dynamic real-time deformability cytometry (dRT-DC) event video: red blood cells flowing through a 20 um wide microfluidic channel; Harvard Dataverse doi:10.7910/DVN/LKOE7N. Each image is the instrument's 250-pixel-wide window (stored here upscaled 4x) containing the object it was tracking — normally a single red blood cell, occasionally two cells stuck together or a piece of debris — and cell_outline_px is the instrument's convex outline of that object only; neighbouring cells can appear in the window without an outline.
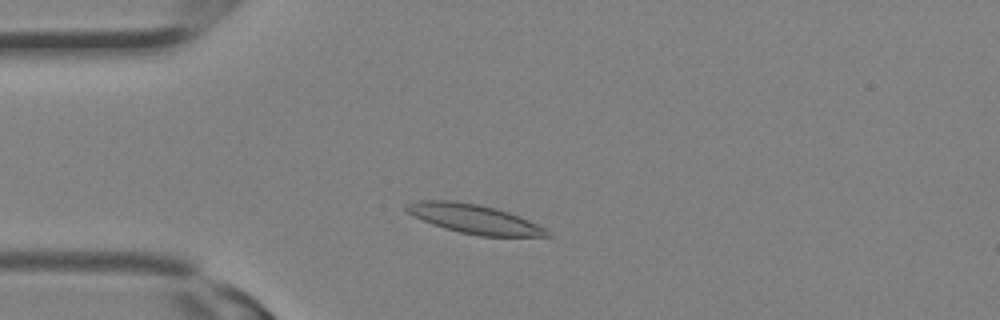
{"species": "Egyptian fruit bat (a non-hibernating species)", "species_latin": "Rousettus aegyptiacus", "temperature_condition": "room temperature", "stored_images_in_passage": 14, "camera_frame_rate_fps": 3000, "um_per_image_px": 0.085, "animal": {"sex": "female"}, "frame": {"image": 1, "passage_image": 5, "time_ms": 1.333, "image_size_px": [1000, 320], "cell_outline_px": [[552, 236], [480, 236], [460, 232], [444, 228], [432, 224], [412, 216], [404, 208], [408, 204], [416, 200], [456, 200], [480, 204], [496, 208], [520, 216], [552, 232]], "centroid_in_image_um": [40.29, 18.6], "position_along_channel_um": 44.7, "area_um2": 23.99}}
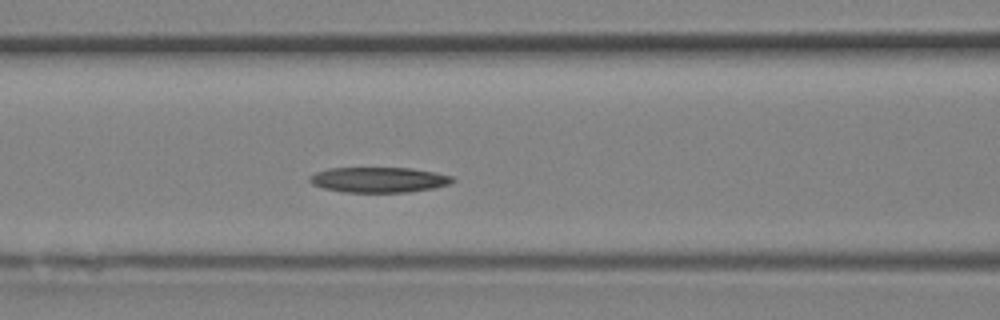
{"frame": {"image": 2, "passage_image": 10, "time_ms": 3.0, "image_size_px": [1000, 320], "cell_outline_px": [[456, 180], [448, 184], [432, 188], [408, 192], [344, 192], [324, 188], [312, 184], [308, 180], [308, 176], [316, 172], [328, 168], [412, 168], [452, 176]], "centroid_in_image_um": [32.15, 15.28], "position_along_channel_um": 134.4, "area_um2": 20.98}}
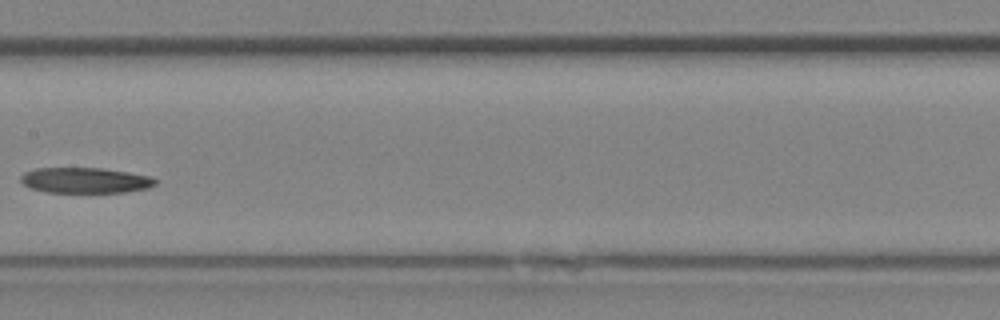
{"frame": {"image": 3, "passage_image": 13, "time_ms": 4.0, "image_size_px": [1000, 320], "cell_outline_px": [[156, 184], [148, 188], [124, 192], [48, 192], [32, 188], [24, 184], [20, 180], [20, 176], [24, 172], [36, 168], [100, 168], [128, 172], [148, 176], [156, 180]], "centroid_in_image_um": [7.22, 15.32], "position_along_channel_um": 200.2, "area_um2": 19.83}}